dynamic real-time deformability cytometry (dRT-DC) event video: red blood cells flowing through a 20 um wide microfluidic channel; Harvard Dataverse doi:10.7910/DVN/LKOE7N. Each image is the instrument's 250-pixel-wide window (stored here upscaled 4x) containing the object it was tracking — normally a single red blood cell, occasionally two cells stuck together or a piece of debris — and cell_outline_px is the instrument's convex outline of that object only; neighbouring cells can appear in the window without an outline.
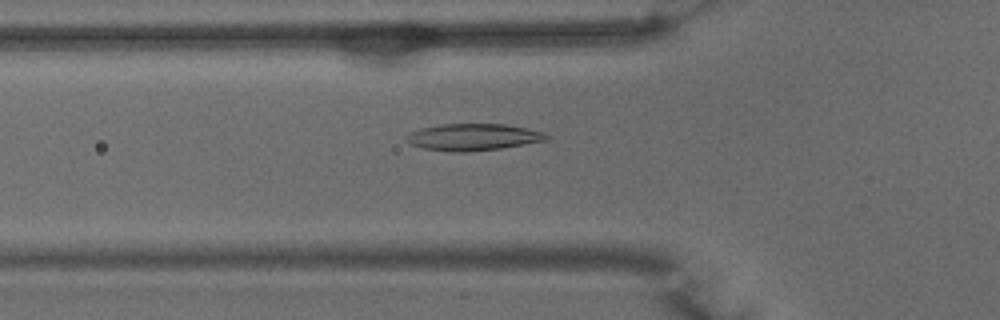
{"species": "common noctule bat (a hibernating species)", "species_latin": "Nyctalus noctula", "temperature_condition": "warm", "stored_images_in_passage": 46, "camera_frame_rate_fps": 3000, "um_per_image_px": 0.085, "animal": {"sex": "male", "body_mass_g": 15.6}, "frame": {"image": 1, "passage_image": 12, "time_ms": 3.667, "image_size_px": [1000, 320], "cell_outline_px": [[552, 136], [548, 140], [500, 148], [464, 152], [456, 152], [424, 148], [412, 144], [404, 140], [404, 136], [420, 128], [440, 124], [504, 124], [544, 132]], "centroid_in_image_um": [40.22, 11.64], "position_along_channel_um": 85.6, "area_um2": 21.73}}
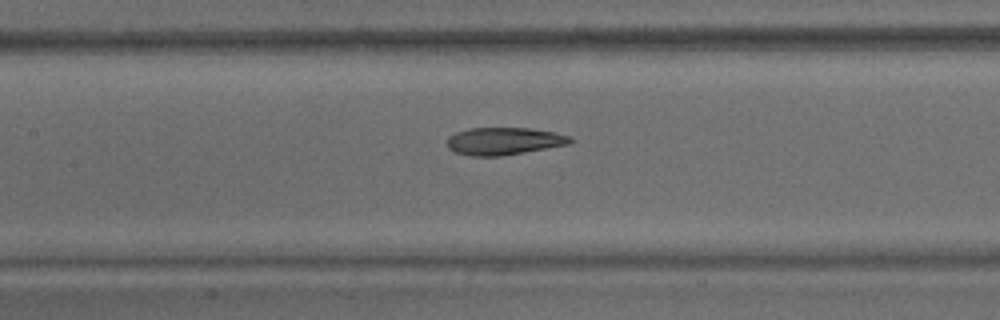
{"frame": {"image": 2, "passage_image": 18, "time_ms": 5.667, "image_size_px": [1000, 320], "cell_outline_px": [[572, 140], [568, 144], [500, 156], [472, 156], [456, 152], [448, 148], [448, 136], [456, 132], [468, 128], [528, 128], [556, 132], [568, 136]], "centroid_in_image_um": [42.79, 11.98], "position_along_channel_um": 164.6, "area_um2": 19.42}}
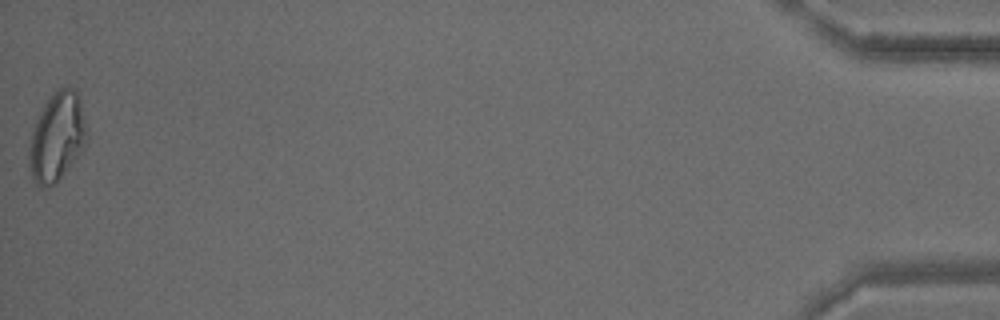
{"frame": {"image": 3, "passage_image": 46, "time_ms": 15.0, "image_size_px": [1000, 320], "cell_outline_px": [[88, 144], [56, 184], [48, 188], [40, 188], [32, 176], [28, 164], [28, 148], [32, 132], [36, 120], [44, 104], [52, 92], [56, 88], [68, 84], [76, 88], [80, 96], [88, 132]], "centroid_in_image_um": [4.88, 11.61], "position_along_channel_um": 430.3, "area_um2": 30.87}, "authors_computed_cell_mechanics": {"area_um2": 21.8484, "velocity_mm_per_s": 3.9038, "shape_relaxation_time_tau1_ms": null, "shape_relaxation_time_tau2_ms": 2.6369, "deformation_change_tau1": null, "deformation_change_tau2": 0.0971}}